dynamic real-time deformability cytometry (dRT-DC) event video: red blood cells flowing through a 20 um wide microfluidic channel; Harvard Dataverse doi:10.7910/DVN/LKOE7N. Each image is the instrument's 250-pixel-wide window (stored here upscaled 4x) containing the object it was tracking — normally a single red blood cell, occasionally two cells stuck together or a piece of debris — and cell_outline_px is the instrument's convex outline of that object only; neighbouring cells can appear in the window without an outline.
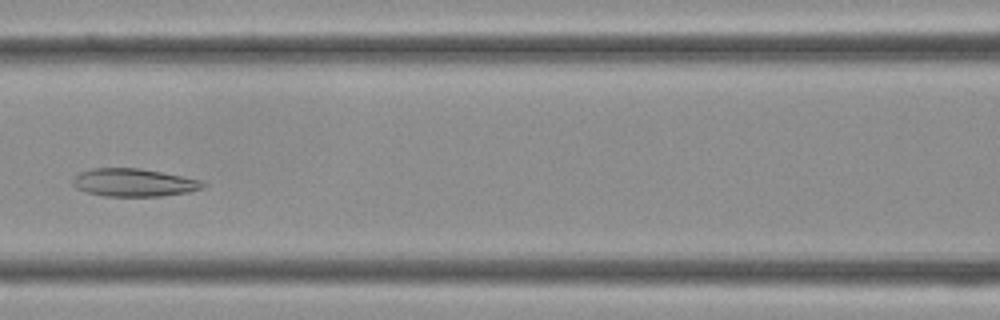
{"species": "Egyptian fruit bat (a non-hibernating species)", "species_latin": "Rousettus aegyptiacus", "temperature_condition": "cold", "stored_images_in_passage": 34, "camera_frame_rate_fps": 3000, "um_per_image_px": 0.085, "frame": {"image": 1, "passage_image": 14, "time_ms": 4.333, "image_size_px": [1000, 320], "cell_outline_px": [[208, 184], [204, 188], [188, 192], [160, 196], [104, 196], [88, 192], [76, 188], [72, 184], [72, 180], [80, 172], [92, 168], [140, 168], [200, 180]], "centroid_in_image_um": [11.37, 15.52], "position_along_channel_um": 155.2, "area_um2": 21.04}}
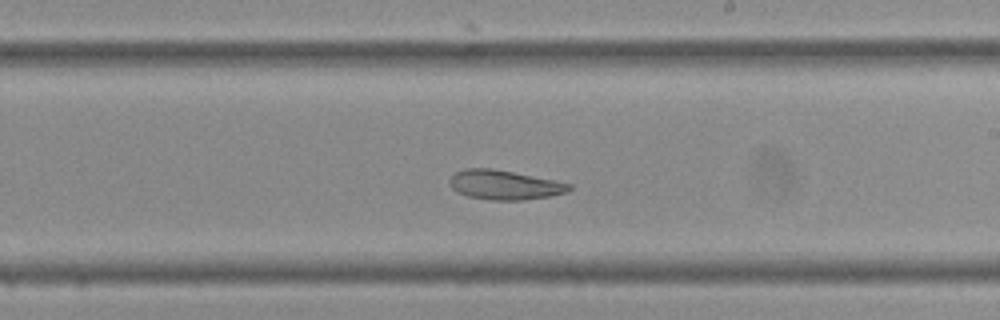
{"frame": {"image": 2, "passage_image": 19, "time_ms": 6.0, "image_size_px": [1000, 320], "cell_outline_px": [[572, 188], [568, 192], [548, 196], [524, 200], [492, 200], [468, 196], [456, 192], [448, 184], [448, 180], [456, 172], [468, 168], [492, 168], [572, 184]], "centroid_in_image_um": [42.85, 15.72], "position_along_channel_um": 246.2, "area_um2": 20.35}}
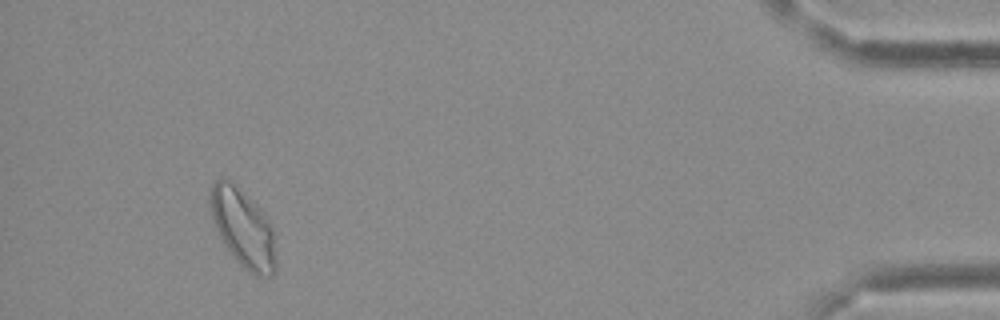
{"frame": {"image": 3, "passage_image": 32, "time_ms": 10.333, "image_size_px": [1000, 320], "cell_outline_px": [[276, 268], [272, 276], [256, 276], [248, 272], [240, 264], [224, 244], [212, 220], [208, 200], [208, 196], [212, 184], [220, 176], [228, 180], [260, 208], [272, 228], [276, 236]], "centroid_in_image_um": [20.66, 19.41], "position_along_channel_um": 414.5, "area_um2": 30.0}}